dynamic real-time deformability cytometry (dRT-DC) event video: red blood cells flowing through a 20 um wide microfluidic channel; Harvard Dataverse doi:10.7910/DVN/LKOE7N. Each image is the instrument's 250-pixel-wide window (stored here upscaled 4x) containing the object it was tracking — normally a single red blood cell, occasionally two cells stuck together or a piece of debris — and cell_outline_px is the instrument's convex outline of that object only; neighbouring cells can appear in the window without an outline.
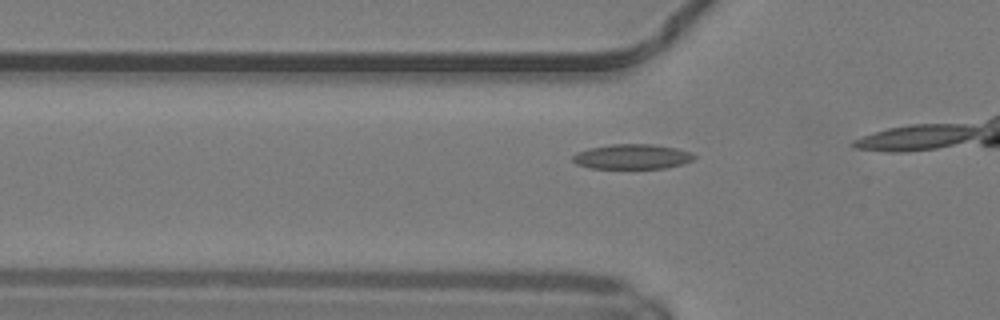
{"species": "common noctule bat (a hibernating species)", "species_latin": "Nyctalus noctula", "temperature_condition": "warm", "stored_images_in_passage": 10, "camera_frame_rate_fps": 3000, "um_per_image_px": 0.085, "animal": {"sex": "male", "body_mass_g": 19.2, "forearm_length_mm": 51.8}, "frame": {"image": 1, "passage_image": 7, "time_ms": 2.0, "image_size_px": [1000, 320], "cell_outline_px": [[696, 156], [692, 160], [680, 164], [664, 168], [588, 168], [576, 164], [572, 160], [572, 156], [576, 152], [608, 144], [652, 144], [676, 148], [692, 152]], "centroid_in_image_um": [53.71, 13.31], "position_along_channel_um": 72.1, "area_um2": 17.57}}